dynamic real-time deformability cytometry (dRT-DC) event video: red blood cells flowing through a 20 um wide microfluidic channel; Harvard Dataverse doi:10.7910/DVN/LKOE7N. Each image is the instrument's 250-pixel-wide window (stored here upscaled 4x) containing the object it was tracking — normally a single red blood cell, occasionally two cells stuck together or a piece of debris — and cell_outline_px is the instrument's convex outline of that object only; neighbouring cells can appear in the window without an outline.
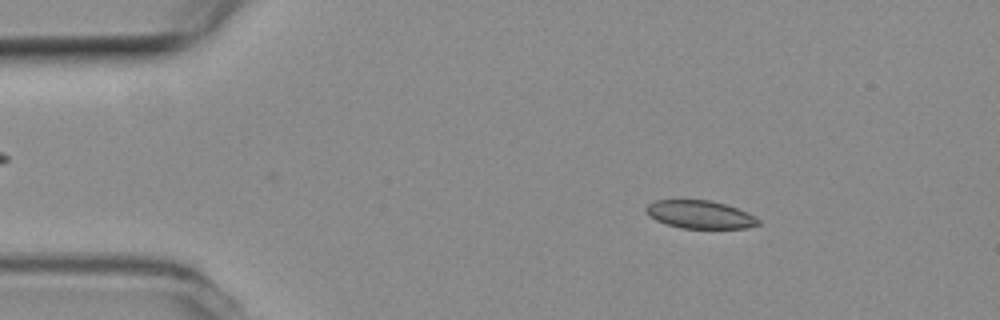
{"species": "common noctule bat (a hibernating species)", "species_latin": "Nyctalus noctula", "temperature_condition": "room temperature", "stored_images_in_passage": 41, "camera_frame_rate_fps": 3000, "um_per_image_px": 0.085, "animal": {"sex": "female", "body_mass_g": 19.3, "forearm_length_mm": 54.1}, "frame": {"image": 1, "passage_image": 8, "time_ms": 2.333, "image_size_px": [1000, 320], "cell_outline_px": [[760, 224], [748, 228], [680, 228], [664, 224], [648, 216], [644, 208], [648, 204], [656, 200], [712, 200], [748, 212], [756, 216], [760, 220]], "centroid_in_image_um": [59.49, 18.24], "position_along_channel_um": 25.5, "area_um2": 18.5}}
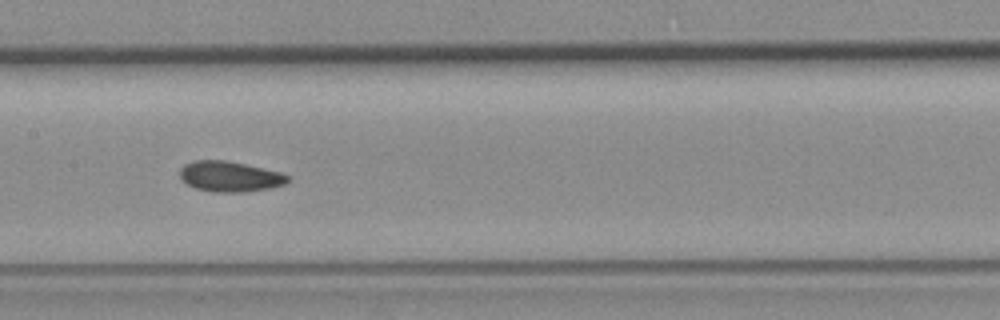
{"frame": {"image": 2, "passage_image": 26, "time_ms": 8.333, "image_size_px": [1000, 320], "cell_outline_px": [[292, 176], [284, 184], [272, 188], [244, 192], [212, 192], [196, 188], [180, 180], [180, 168], [184, 164], [192, 160], [224, 160], [244, 164], [280, 172]], "centroid_in_image_um": [19.52, 15.0], "position_along_channel_um": 187.9, "area_um2": 19.25}}
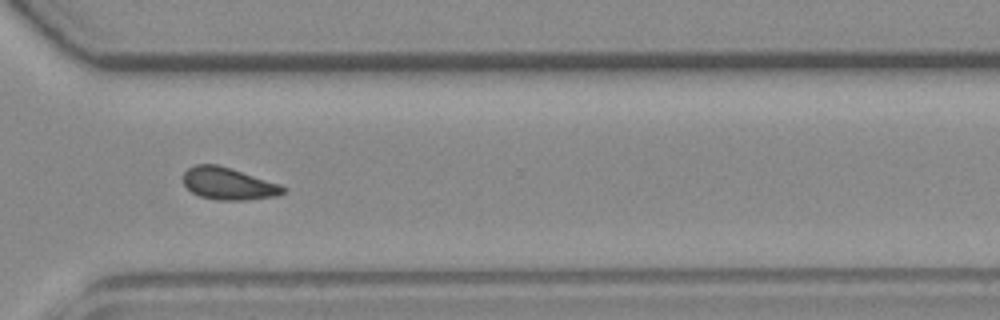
{"frame": {"image": 3, "passage_image": 39, "time_ms": 12.667, "image_size_px": [1000, 320], "cell_outline_px": [[288, 188], [284, 192], [276, 196], [244, 200], [216, 200], [200, 196], [192, 192], [184, 184], [184, 172], [188, 168], [196, 164], [216, 164], [280, 184]], "centroid_in_image_um": [19.41, 15.62], "position_along_channel_um": 351.2, "area_um2": 18.5}, "authors_computed_cell_mechanics": {"area_um2": 18.9584, "velocity_mm_per_s": 3.773, "shape_relaxation_time_tau1_ms": null, "shape_relaxation_time_tau2_ms": 2.5555, "deformation_change_tau1": null, "deformation_change_tau2": 0.0662}}